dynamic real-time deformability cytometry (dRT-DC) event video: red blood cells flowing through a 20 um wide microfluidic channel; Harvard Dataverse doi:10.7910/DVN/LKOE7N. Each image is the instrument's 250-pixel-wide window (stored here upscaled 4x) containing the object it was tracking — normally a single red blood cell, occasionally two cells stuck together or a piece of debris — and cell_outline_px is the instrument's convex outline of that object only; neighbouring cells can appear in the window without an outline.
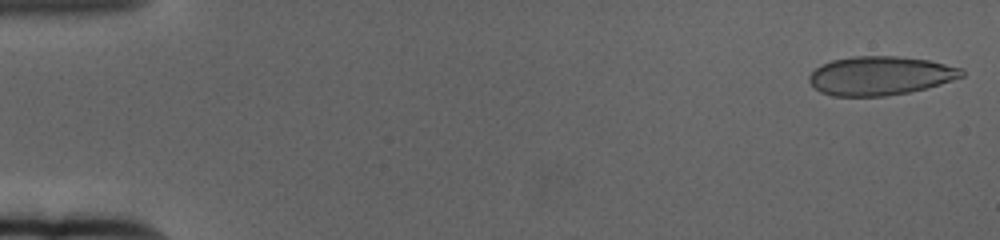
{"species": "human", "species_latin": "Homo sapiens", "temperature_condition": "cold", "stored_images_in_passage": 60, "camera_frame_rate_fps": 3000, "um_per_image_px": 0.085, "donor": {"sex": "female"}, "frame": {"image": 1, "passage_image": 2, "time_ms": 0.333, "image_size_px": [1000, 240], "cell_outline_px": [[964, 76], [928, 88], [908, 92], [884, 96], [832, 96], [820, 92], [808, 80], [808, 76], [816, 68], [832, 60], [852, 56], [896, 56], [928, 60], [964, 68]], "centroid_in_image_um": [74.84, 6.43], "position_along_channel_um": 10.2, "area_um2": 34.51}}
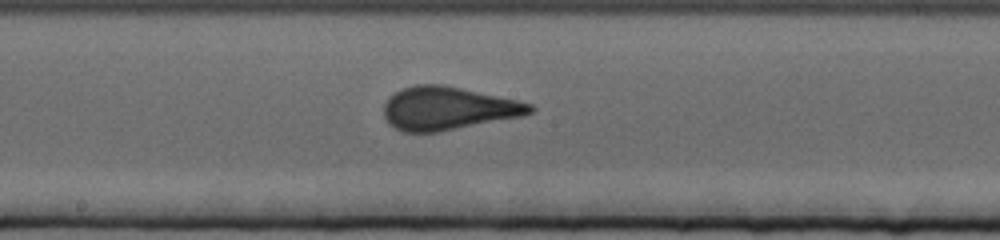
{"frame": {"image": 2, "passage_image": 33, "time_ms": 10.667, "image_size_px": [1000, 240], "cell_outline_px": [[536, 108], [532, 112], [524, 116], [440, 132], [404, 132], [388, 124], [384, 116], [384, 104], [388, 96], [400, 88], [416, 84], [444, 84], [516, 100], [532, 104]], "centroid_in_image_um": [38.05, 9.21], "position_along_channel_um": 210.1, "area_um2": 37.11}}
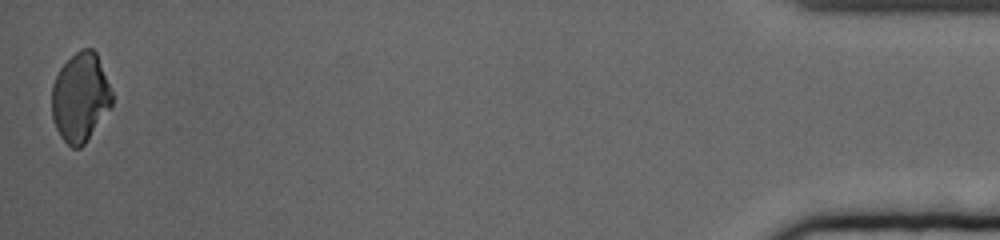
{"frame": {"image": 3, "passage_image": 60, "time_ms": 19.667, "image_size_px": [1000, 240], "cell_outline_px": [[112, 104], [84, 144], [80, 148], [72, 148], [60, 136], [52, 120], [52, 84], [60, 68], [76, 52], [84, 48], [92, 48], [96, 52], [112, 92]], "centroid_in_image_um": [6.81, 8.28], "position_along_channel_um": 428.4, "area_um2": 30.81}, "authors_computed_cell_mechanics": {"area_um2": 35.4025, "velocity_mm_per_s": 3.3613, "shape_relaxation_time_tau1_ms": 5.2422, "shape_relaxation_time_tau2_ms": null, "deformation_change_tau1": 0.1598, "deformation_change_tau2": null}}